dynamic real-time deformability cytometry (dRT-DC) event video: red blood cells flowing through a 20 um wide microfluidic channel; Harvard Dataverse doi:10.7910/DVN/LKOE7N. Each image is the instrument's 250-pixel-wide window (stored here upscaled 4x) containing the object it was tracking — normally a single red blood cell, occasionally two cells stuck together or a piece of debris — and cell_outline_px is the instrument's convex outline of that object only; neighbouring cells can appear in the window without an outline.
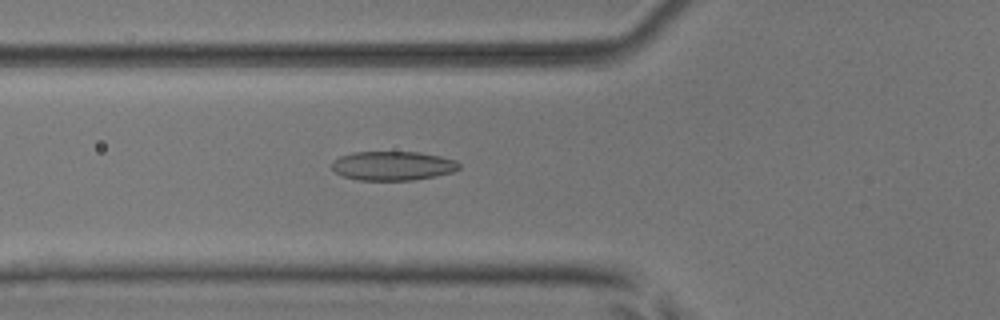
{"species": "common noctule bat (a hibernating species)", "species_latin": "Nyctalus noctula", "temperature_condition": "room temperature", "stored_images_in_passage": 53, "camera_frame_rate_fps": 3000, "um_per_image_px": 0.085, "animal": {"sex": "male", "body_mass_g": 17.9, "forearm_length_mm": 54.2}, "frame": {"image": 1, "passage_image": 20, "time_ms": 6.333, "image_size_px": [1000, 320], "cell_outline_px": [[460, 168], [452, 172], [436, 176], [412, 180], [360, 180], [344, 176], [336, 172], [332, 168], [332, 164], [340, 156], [352, 152], [420, 152], [440, 156], [456, 160], [460, 164]], "centroid_in_image_um": [33.42, 14.09], "position_along_channel_um": 92.4, "area_um2": 21.5}}
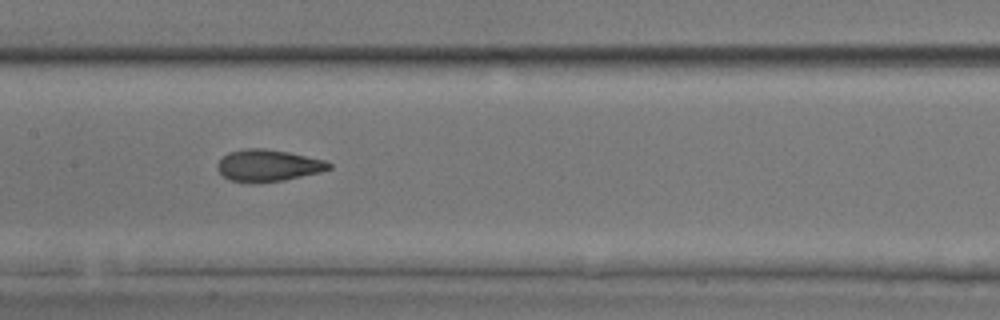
{"frame": {"image": 2, "passage_image": 27, "time_ms": 8.667, "image_size_px": [1000, 320], "cell_outline_px": [[332, 168], [320, 172], [284, 180], [252, 184], [232, 180], [224, 176], [216, 168], [216, 164], [228, 152], [248, 148], [264, 148], [288, 152], [324, 160], [332, 164]], "centroid_in_image_um": [22.78, 14.07], "position_along_channel_um": 184.6, "area_um2": 20.69}}
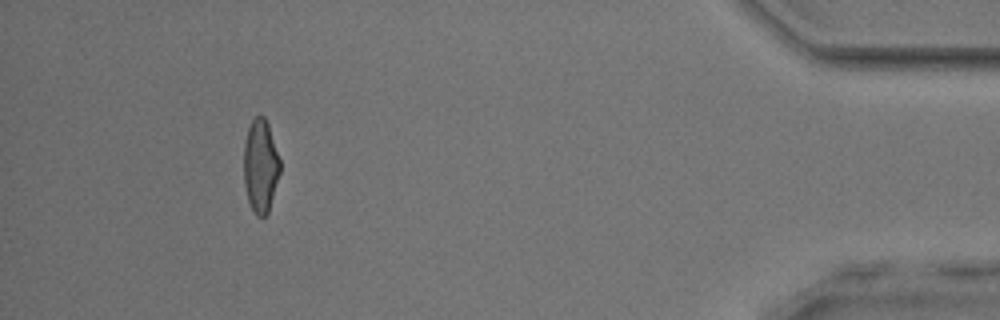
{"frame": {"image": 3, "passage_image": 49, "time_ms": 16.0, "image_size_px": [1000, 320], "cell_outline_px": [[280, 172], [268, 212], [264, 216], [256, 216], [248, 200], [244, 184], [244, 140], [248, 128], [252, 120], [256, 116], [264, 116], [268, 124], [280, 160]], "centroid_in_image_um": [22.13, 14.09], "position_along_channel_um": 413.1, "area_um2": 19.54}, "authors_computed_cell_mechanics": {"area_um2": 20.7502, "velocity_mm_per_s": 3.9386, "shape_relaxation_time_tau1_ms": 4.4448, "shape_relaxation_time_tau2_ms": 1.5358, "deformation_change_tau1": 0.158, "deformation_change_tau2": 0.0785}}